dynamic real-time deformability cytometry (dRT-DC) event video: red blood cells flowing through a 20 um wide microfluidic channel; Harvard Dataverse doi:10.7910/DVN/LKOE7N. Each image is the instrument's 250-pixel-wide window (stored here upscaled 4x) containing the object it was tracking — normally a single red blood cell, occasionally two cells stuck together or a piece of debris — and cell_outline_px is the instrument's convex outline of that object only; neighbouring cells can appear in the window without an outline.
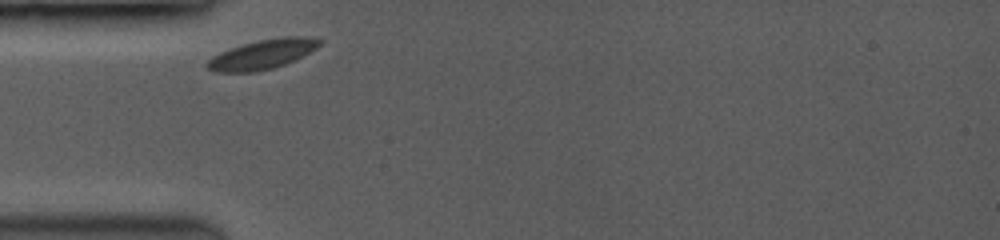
{"species": "common noctule bat (a hibernating species)", "species_latin": "Nyctalus noctula", "temperature_condition": "room temperature", "stored_images_in_passage": 3, "camera_frame_rate_fps": 3500, "um_per_image_px": 0.085, "animal": {"sex": "female", "body_mass_g": 19.0, "forearm_length_mm": 53.3}, "frame": {"image": 1, "passage_image": 1, "time_ms": 0.0, "image_size_px": [1000, 240], "cell_outline_px": [[324, 40], [316, 48], [284, 64], [272, 68], [252, 72], [212, 72], [204, 64], [212, 56], [220, 52], [244, 44], [260, 40], [284, 36], [308, 36]], "centroid_in_image_um": [22.28, 4.61], "position_along_channel_um": 62.7, "area_um2": 19.07}}